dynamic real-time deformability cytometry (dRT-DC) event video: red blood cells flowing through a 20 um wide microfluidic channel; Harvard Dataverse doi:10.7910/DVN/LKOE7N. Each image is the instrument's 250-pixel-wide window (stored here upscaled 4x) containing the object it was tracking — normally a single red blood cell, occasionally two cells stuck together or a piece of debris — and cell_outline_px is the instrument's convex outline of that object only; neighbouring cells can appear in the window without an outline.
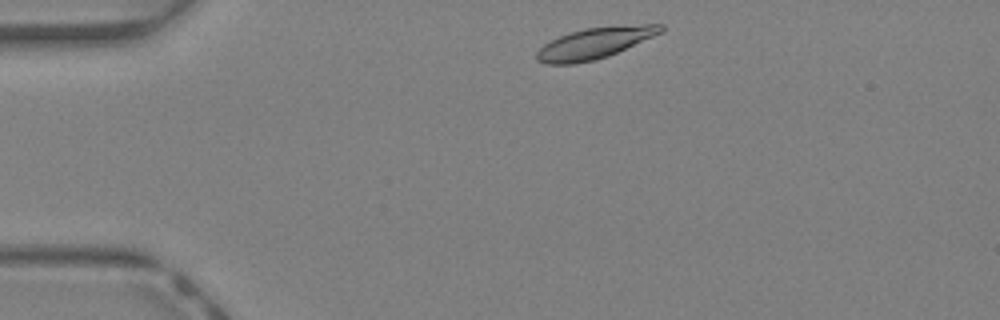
{"species": "Egyptian fruit bat (a non-hibernating species)", "species_latin": "Rousettus aegyptiacus", "temperature_condition": "warm", "stored_images_in_passage": 28, "camera_frame_rate_fps": 3000, "um_per_image_px": 0.085, "animal": {"sex": "female"}, "frame": {"image": 1, "passage_image": 2, "time_ms": 0.333, "image_size_px": [1000, 320], "cell_outline_px": [[664, 32], [608, 56], [596, 60], [572, 64], [544, 64], [536, 60], [536, 52], [544, 44], [560, 36], [584, 28], [644, 24], [664, 24]], "centroid_in_image_um": [50.56, 3.67], "position_along_channel_um": 34.4, "area_um2": 22.43}}
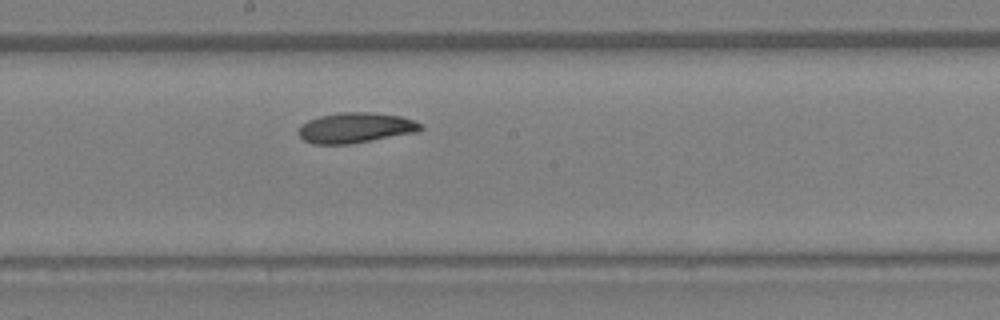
{"frame": {"image": 2, "passage_image": 17, "time_ms": 5.333, "image_size_px": [1000, 320], "cell_outline_px": [[424, 128], [420, 132], [348, 144], [312, 144], [304, 140], [296, 132], [300, 124], [308, 120], [320, 116], [340, 112], [372, 112], [400, 116], [412, 120], [420, 124]], "centroid_in_image_um": [30.2, 10.86], "position_along_channel_um": 218.0, "area_um2": 21.73}}
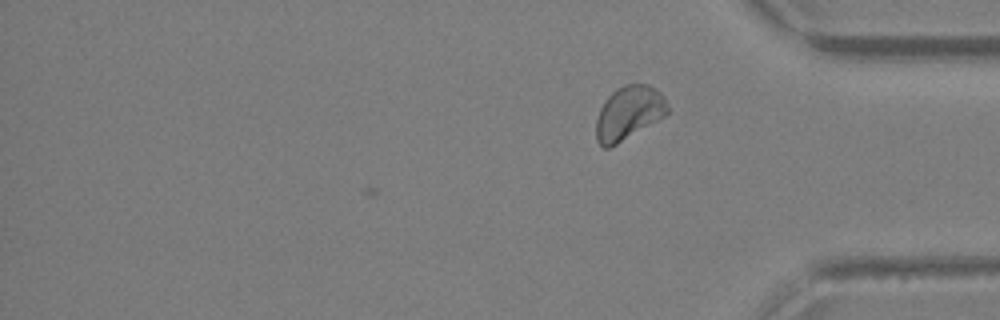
{"frame": {"image": 3, "passage_image": 28, "time_ms": 9.0, "image_size_px": [1000, 320], "cell_outline_px": [[668, 112], [664, 116], [616, 144], [608, 148], [604, 148], [596, 140], [596, 120], [600, 108], [604, 100], [616, 88], [624, 84], [648, 84], [656, 88], [664, 96], [668, 108]], "centroid_in_image_um": [53.42, 9.57], "position_along_channel_um": 381.8, "area_um2": 22.2}, "authors_computed_cell_mechanics": {"area_um2": 21.7039, "velocity_mm_per_s": 4.6811, "shape_relaxation_time_tau1_ms": 8.4418, "shape_relaxation_time_tau2_ms": 8.5157, "deformation_change_tau1": 0.18, "deformation_change_tau2": 0.0977}}